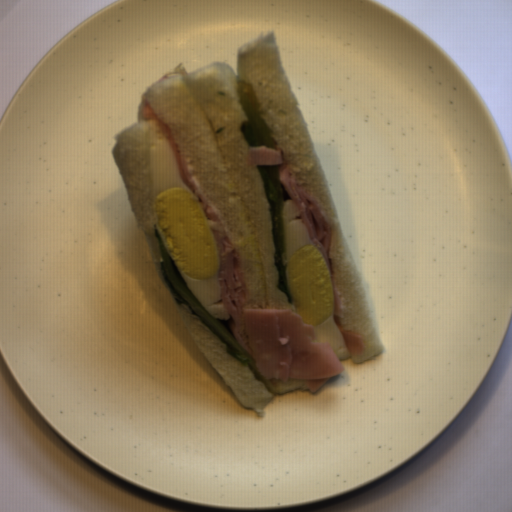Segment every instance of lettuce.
Masks as SVG:
<instances>
[{
  "mask_svg": "<svg viewBox=\"0 0 512 512\" xmlns=\"http://www.w3.org/2000/svg\"><path fill=\"white\" fill-rule=\"evenodd\" d=\"M254 168L260 173L270 213L274 241L273 264L278 269L277 287L285 294L287 304L292 305L293 299L289 293L284 267L286 235L283 216L284 195L280 180L281 168L279 163L258 164Z\"/></svg>",
  "mask_w": 512,
  "mask_h": 512,
  "instance_id": "2",
  "label": "lettuce"
},
{
  "mask_svg": "<svg viewBox=\"0 0 512 512\" xmlns=\"http://www.w3.org/2000/svg\"><path fill=\"white\" fill-rule=\"evenodd\" d=\"M238 95L241 107L248 120L241 125L242 134L250 146H269L280 149L273 137L275 131L270 129L260 114L267 113L258 99L255 85L238 80Z\"/></svg>",
  "mask_w": 512,
  "mask_h": 512,
  "instance_id": "3",
  "label": "lettuce"
},
{
  "mask_svg": "<svg viewBox=\"0 0 512 512\" xmlns=\"http://www.w3.org/2000/svg\"><path fill=\"white\" fill-rule=\"evenodd\" d=\"M156 231L161 250L159 266L166 285L176 302L185 305L199 322L213 332L220 341L226 343L227 355L246 365L258 381H266L259 372L256 360L243 350L233 333L224 324L222 319L212 315L186 285L157 229Z\"/></svg>",
  "mask_w": 512,
  "mask_h": 512,
  "instance_id": "1",
  "label": "lettuce"
}]
</instances>
